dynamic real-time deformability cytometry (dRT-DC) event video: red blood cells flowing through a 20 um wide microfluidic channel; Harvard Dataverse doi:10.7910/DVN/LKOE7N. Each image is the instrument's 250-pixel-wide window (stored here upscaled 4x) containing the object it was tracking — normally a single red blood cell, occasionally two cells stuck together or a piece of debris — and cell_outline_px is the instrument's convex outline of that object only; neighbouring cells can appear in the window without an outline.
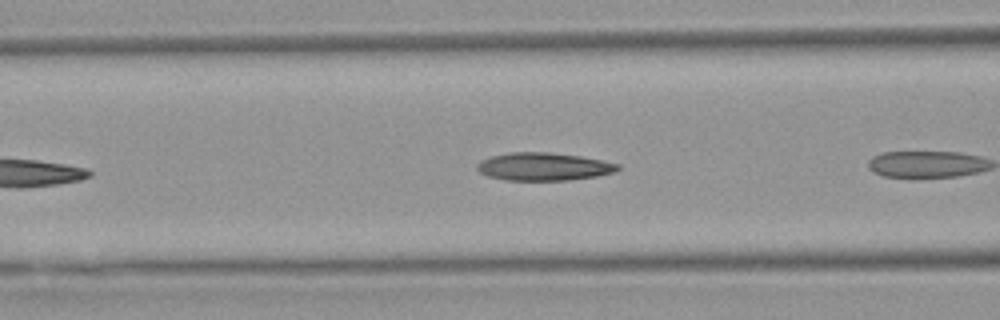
{"species": "Egyptian fruit bat (a non-hibernating species)", "species_latin": "Rousettus aegyptiacus", "temperature_condition": "warm", "stored_images_in_passage": 6, "camera_frame_rate_fps": 3000, "um_per_image_px": 0.085, "animal": {"sex": "female"}, "frame": {"image": 1, "passage_image": 5, "time_ms": 1.333, "image_size_px": [1000, 320], "cell_outline_px": [[620, 168], [616, 172], [596, 176], [568, 180], [504, 180], [488, 176], [480, 172], [476, 168], [476, 164], [480, 160], [492, 156], [508, 152], [548, 152], [580, 156], [620, 164]], "centroid_in_image_um": [46.19, 14.16], "position_along_channel_um": 120.4, "area_um2": 22.89}}